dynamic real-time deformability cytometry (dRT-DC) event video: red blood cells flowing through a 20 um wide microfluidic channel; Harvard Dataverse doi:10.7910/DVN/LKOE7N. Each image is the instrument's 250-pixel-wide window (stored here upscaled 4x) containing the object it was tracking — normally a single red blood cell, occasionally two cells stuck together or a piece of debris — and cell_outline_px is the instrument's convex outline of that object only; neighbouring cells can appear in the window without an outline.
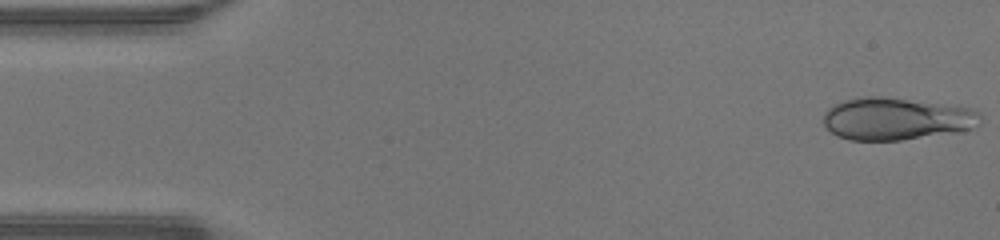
{"species": "human", "species_latin": "Homo sapiens", "temperature_condition": "warm", "stored_images_in_passage": 46, "camera_frame_rate_fps": 3000, "um_per_image_px": 0.085, "donor": {"sex": "male"}, "frame": {"image": 1, "passage_image": 1, "time_ms": 0.0, "image_size_px": [1000, 240], "cell_outline_px": [[980, 124], [972, 128], [956, 132], [900, 140], [848, 140], [832, 132], [824, 124], [824, 112], [828, 108], [844, 100], [860, 96], [880, 96], [968, 108], [980, 112]], "centroid_in_image_um": [76.16, 10.1], "position_along_channel_um": 8.8, "area_um2": 38.26}}
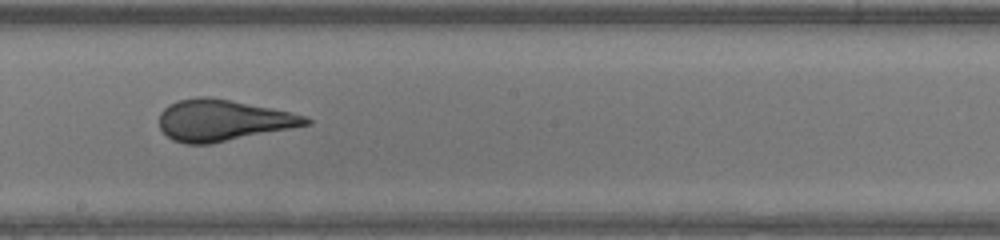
{"frame": {"image": 2, "passage_image": 25, "time_ms": 8.0, "image_size_px": [1000, 240], "cell_outline_px": [[312, 124], [208, 144], [184, 144], [172, 140], [160, 128], [160, 112], [168, 104], [176, 100], [196, 96], [208, 96], [292, 112], [308, 116], [312, 120]], "centroid_in_image_um": [18.93, 10.21], "position_along_channel_um": 229.3, "area_um2": 35.26}}
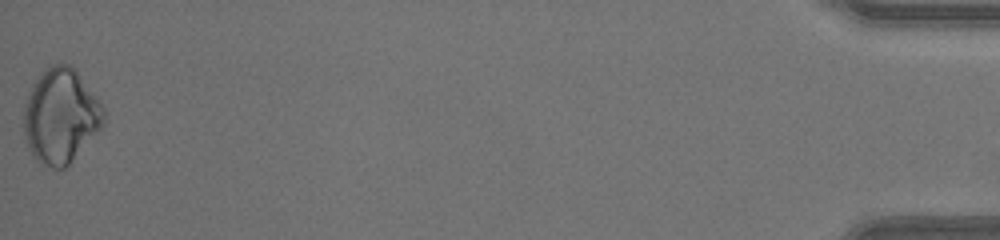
{"frame": {"image": 3, "passage_image": 46, "time_ms": 15.0, "image_size_px": [1000, 240], "cell_outline_px": [[104, 124], [68, 164], [64, 168], [52, 168], [40, 164], [36, 160], [24, 136], [24, 104], [32, 84], [44, 68], [52, 64], [68, 64], [76, 72], [104, 108]], "centroid_in_image_um": [5.12, 9.86], "position_along_channel_um": 430.1, "area_um2": 43.35}}